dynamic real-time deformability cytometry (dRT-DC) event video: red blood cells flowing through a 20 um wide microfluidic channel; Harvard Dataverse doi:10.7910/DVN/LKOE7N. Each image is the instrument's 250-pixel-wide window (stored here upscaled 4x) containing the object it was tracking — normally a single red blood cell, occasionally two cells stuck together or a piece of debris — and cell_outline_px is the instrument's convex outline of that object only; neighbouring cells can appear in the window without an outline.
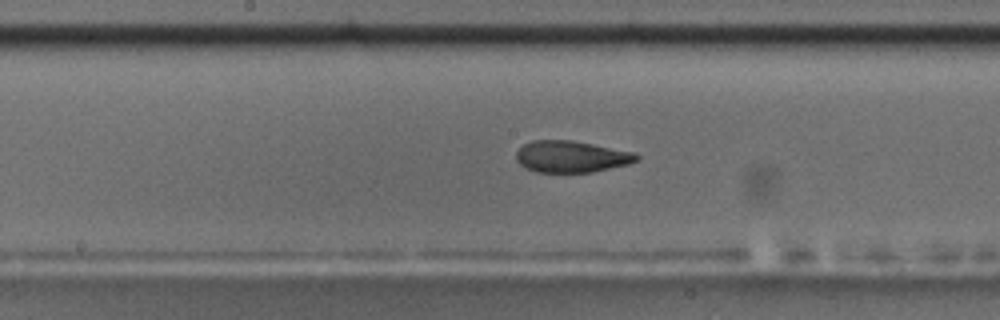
{"species": "common noctule bat (a hibernating species)", "species_latin": "Nyctalus noctula", "temperature_condition": "room temperature", "stored_images_in_passage": 50, "camera_frame_rate_fps": 3000, "um_per_image_px": 0.085, "animal": {"sex": "male", "body_mass_g": 17.5, "forearm_length_mm": 52.3}, "frame": {"image": 1, "passage_image": 29, "time_ms": 9.333, "image_size_px": [1000, 320], "cell_outline_px": [[640, 160], [628, 164], [592, 172], [536, 172], [520, 164], [516, 160], [516, 152], [524, 144], [532, 140], [568, 140], [592, 144], [632, 152], [640, 156]], "centroid_in_image_um": [48.55, 13.31], "position_along_channel_um": 199.6, "area_um2": 21.96}, "authors_computed_cell_mechanics": {"area_um2": 22.2819, "velocity_mm_per_s": 3.7241, "shape_relaxation_time_tau1_ms": 8.5058, "shape_relaxation_time_tau2_ms": 2.5145, "deformation_change_tau1": 0.2119, "deformation_change_tau2": 0.0891}}